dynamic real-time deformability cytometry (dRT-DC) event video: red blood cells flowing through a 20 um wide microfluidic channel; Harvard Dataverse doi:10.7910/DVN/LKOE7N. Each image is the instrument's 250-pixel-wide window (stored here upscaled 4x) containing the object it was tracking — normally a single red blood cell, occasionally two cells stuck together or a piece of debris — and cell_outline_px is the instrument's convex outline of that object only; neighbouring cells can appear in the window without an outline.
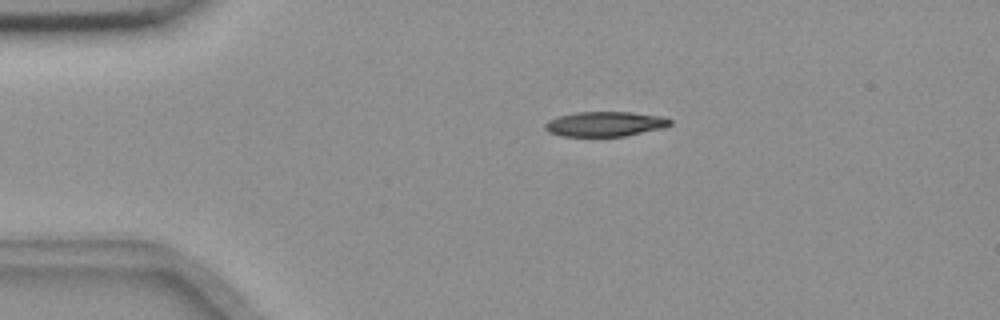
{"species": "common noctule bat (a hibernating species)", "species_latin": "Nyctalus noctula", "temperature_condition": "room temperature", "stored_images_in_passage": 8, "camera_frame_rate_fps": 3000, "um_per_image_px": 0.085, "animal": {"sex": "female", "body_mass_g": 18.4}, "frame": {"image": 1, "passage_image": 2, "time_ms": 0.333, "image_size_px": [1000, 320], "cell_outline_px": [[672, 124], [664, 128], [624, 136], [560, 136], [548, 132], [544, 128], [544, 124], [548, 120], [560, 116], [576, 112], [632, 112], [660, 116], [672, 120]], "centroid_in_image_um": [51.42, 10.54], "position_along_channel_um": 33.6, "area_um2": 18.15}}
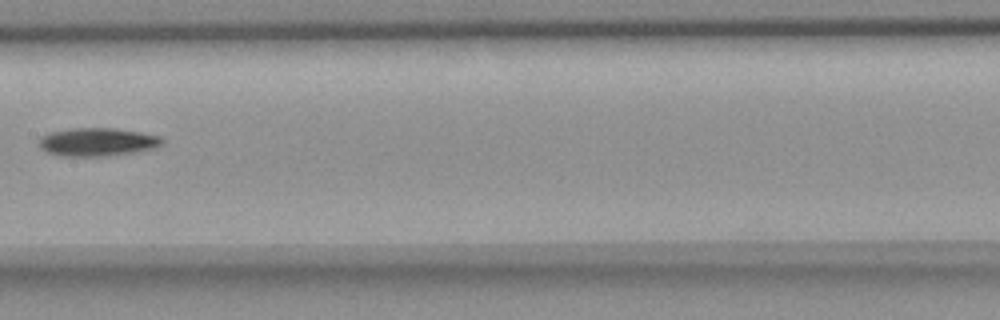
{"frame": {"image": 2, "passage_image": 7, "time_ms": 2.0, "image_size_px": [1000, 320], "cell_outline_px": [[164, 140], [156, 148], [136, 152], [108, 156], [60, 156], [48, 152], [40, 148], [36, 144], [40, 136], [48, 132], [72, 128], [112, 128], [140, 132], [160, 136]], "centroid_in_image_um": [8.23, 12.07], "position_along_channel_um": 199.2, "area_um2": 20.52}}
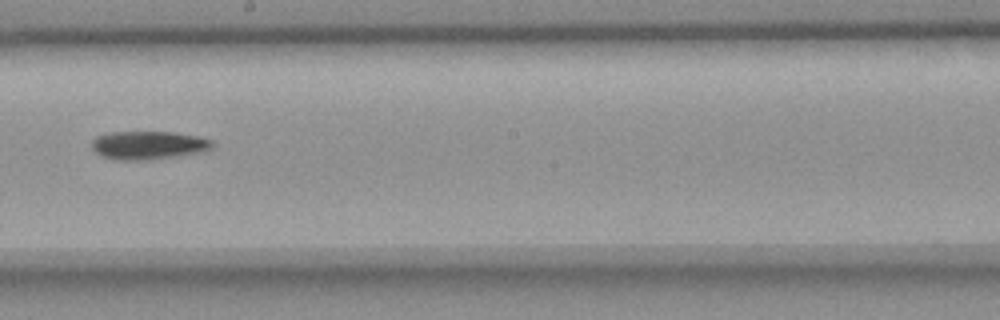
{"frame": {"image": 3, "passage_image": 8, "time_ms": 2.333, "image_size_px": [1000, 320], "cell_outline_px": [[212, 148], [196, 152], [176, 156], [148, 160], [120, 160], [100, 156], [92, 148], [92, 140], [96, 136], [108, 132], [172, 132], [200, 136], [212, 140]], "centroid_in_image_um": [12.57, 12.33], "position_along_channel_um": 235.6, "area_um2": 19.83}}